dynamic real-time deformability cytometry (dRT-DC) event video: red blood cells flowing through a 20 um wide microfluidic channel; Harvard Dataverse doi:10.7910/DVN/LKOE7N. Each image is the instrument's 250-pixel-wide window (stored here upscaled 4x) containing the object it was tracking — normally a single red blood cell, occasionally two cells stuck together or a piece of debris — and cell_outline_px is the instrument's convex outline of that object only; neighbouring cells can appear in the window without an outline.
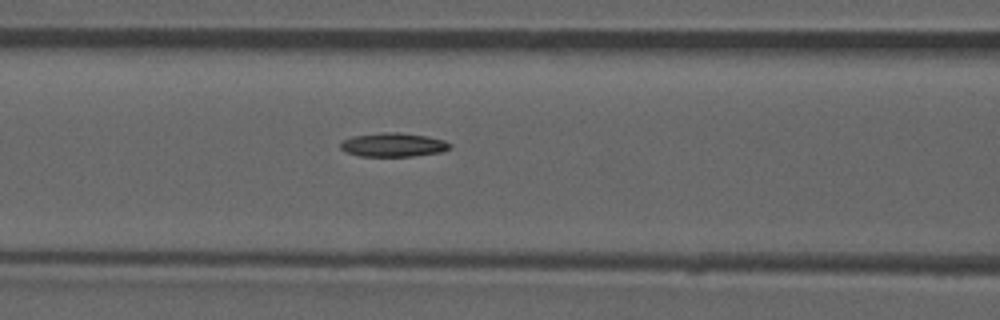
{"species": "common noctule bat (a hibernating species)", "species_latin": "Nyctalus noctula", "temperature_condition": "room temperature", "stored_images_in_passage": 40, "camera_frame_rate_fps": 3000, "um_per_image_px": 0.085, "animal": {"sex": "male", "forearm_length_mm": 52.5}, "frame": {"image": 1, "passage_image": 10, "time_ms": 3.0, "image_size_px": [1000, 320], "cell_outline_px": [[452, 144], [448, 148], [440, 152], [412, 156], [360, 156], [344, 152], [340, 148], [340, 140], [352, 136], [384, 132], [396, 132], [428, 136], [444, 140]], "centroid_in_image_um": [33.37, 12.3], "position_along_channel_um": 133.2, "area_um2": 15.26}}